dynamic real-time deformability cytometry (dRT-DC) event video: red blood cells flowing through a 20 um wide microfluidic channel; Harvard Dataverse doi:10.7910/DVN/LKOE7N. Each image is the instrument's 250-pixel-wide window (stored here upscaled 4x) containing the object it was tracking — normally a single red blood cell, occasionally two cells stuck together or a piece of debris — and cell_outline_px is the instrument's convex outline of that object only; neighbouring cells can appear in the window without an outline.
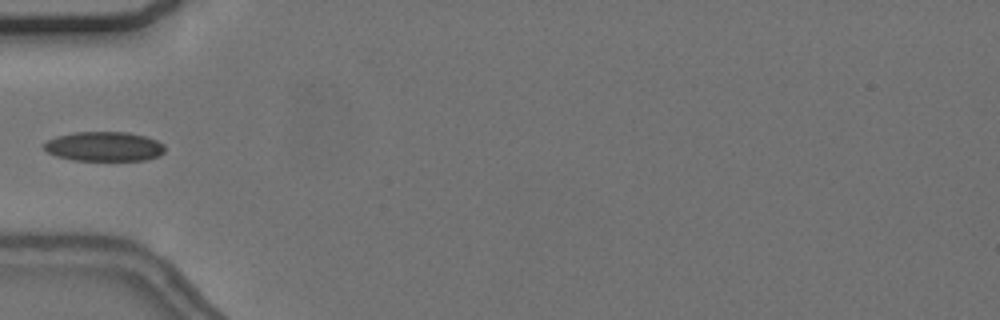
{"species": "common noctule bat (a hibernating species)", "species_latin": "Nyctalus noctula", "temperature_condition": "cold", "stored_images_in_passage": 27, "camera_frame_rate_fps": 3000, "um_per_image_px": 0.085, "animal": {"sex": "female", "body_mass_g": 24.6, "forearm_length_mm": 56.2}, "frame": {"image": 1, "passage_image": 1, "time_ms": 0.0, "image_size_px": [1000, 320], "cell_outline_px": [[164, 152], [160, 156], [148, 160], [72, 160], [56, 156], [48, 152], [44, 148], [44, 144], [48, 140], [56, 136], [76, 132], [128, 132], [144, 136], [156, 140], [164, 144]], "centroid_in_image_um": [8.87, 12.45], "position_along_channel_um": 76.1, "area_um2": 20.81}}